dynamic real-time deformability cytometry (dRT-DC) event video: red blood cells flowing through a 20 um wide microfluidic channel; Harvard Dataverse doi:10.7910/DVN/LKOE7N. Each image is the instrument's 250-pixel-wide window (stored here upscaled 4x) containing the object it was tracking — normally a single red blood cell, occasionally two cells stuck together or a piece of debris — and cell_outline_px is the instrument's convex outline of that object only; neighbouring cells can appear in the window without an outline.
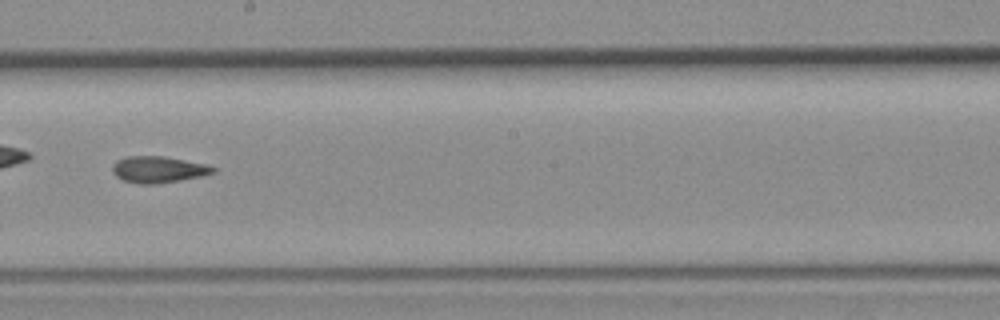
{"species": "common noctule bat (a hibernating species)", "species_latin": "Nyctalus noctula", "temperature_condition": "room temperature", "stored_images_in_passage": 42, "camera_frame_rate_fps": 3000, "um_per_image_px": 0.085, "animal": {"sex": "female", "body_mass_g": 19.3, "forearm_length_mm": 54.1}, "frame": {"image": 1, "passage_image": 24, "time_ms": 7.667, "image_size_px": [1000, 320], "cell_outline_px": [[216, 172], [200, 176], [180, 180], [156, 184], [140, 184], [124, 180], [116, 176], [112, 172], [112, 164], [116, 160], [128, 156], [164, 156], [208, 164], [216, 168]], "centroid_in_image_um": [13.46, 14.4], "position_along_channel_um": 234.7, "area_um2": 15.61}}